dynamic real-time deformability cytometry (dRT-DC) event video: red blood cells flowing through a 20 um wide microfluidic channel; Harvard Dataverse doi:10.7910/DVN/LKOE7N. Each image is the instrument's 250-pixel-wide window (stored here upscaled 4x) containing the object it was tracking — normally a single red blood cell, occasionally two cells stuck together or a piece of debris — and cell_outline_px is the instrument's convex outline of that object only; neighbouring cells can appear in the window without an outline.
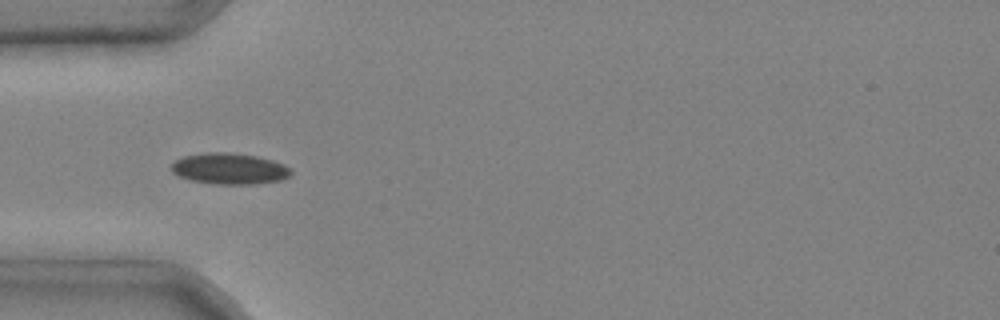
{"species": "common noctule bat (a hibernating species)", "species_latin": "Nyctalus noctula", "temperature_condition": "cold", "stored_images_in_passage": 4, "camera_frame_rate_fps": 3000, "um_per_image_px": 0.085, "animal": {"sex": "male", "body_mass_g": 20.4}, "frame": {"image": 1, "passage_image": 3, "time_ms": 0.667, "image_size_px": [1000, 320], "cell_outline_px": [[292, 172], [288, 176], [280, 180], [252, 184], [216, 184], [192, 180], [180, 176], [172, 172], [172, 160], [184, 156], [208, 152], [228, 152], [256, 156], [272, 160], [284, 164]], "centroid_in_image_um": [19.48, 14.33], "position_along_channel_um": 65.5, "area_um2": 21.5}}